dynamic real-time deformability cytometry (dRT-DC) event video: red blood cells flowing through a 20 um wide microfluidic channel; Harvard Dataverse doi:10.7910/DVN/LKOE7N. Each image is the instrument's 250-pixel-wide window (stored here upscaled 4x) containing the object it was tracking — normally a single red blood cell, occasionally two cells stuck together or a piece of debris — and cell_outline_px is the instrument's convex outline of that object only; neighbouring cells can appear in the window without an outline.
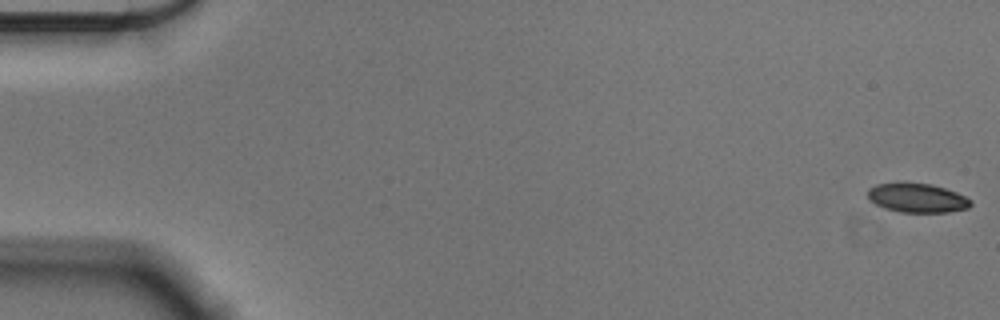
{"species": "Egyptian fruit bat (a non-hibernating species)", "species_latin": "Rousettus aegyptiacus", "temperature_condition": "cold", "stored_images_in_passage": 56, "camera_frame_rate_fps": 3000, "um_per_image_px": 0.085, "animal": {"sex": "male"}, "frame": {"image": 1, "passage_image": 1, "time_ms": 0.0, "image_size_px": [1000, 320], "cell_outline_px": [[972, 204], [968, 208], [948, 212], [900, 212], [884, 208], [868, 200], [868, 188], [876, 184], [900, 180], [932, 184], [956, 192], [972, 200]], "centroid_in_image_um": [77.91, 16.78], "position_along_channel_um": 7.1, "area_um2": 18.03}}
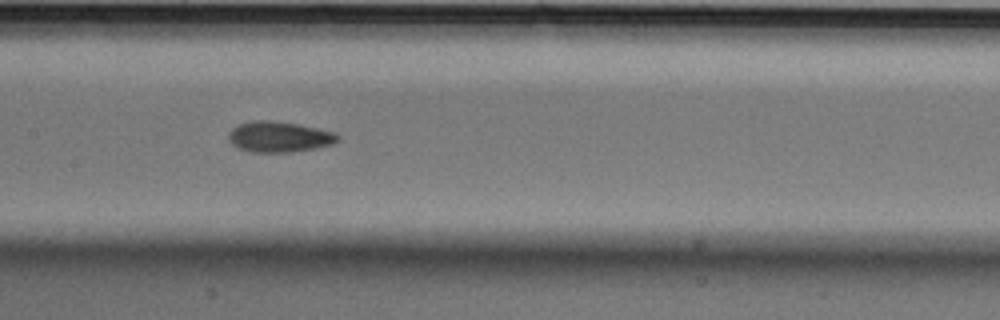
{"frame": {"image": 2, "passage_image": 28, "time_ms": 9.0, "image_size_px": [1000, 320], "cell_outline_px": [[340, 140], [332, 144], [316, 148], [292, 152], [252, 152], [240, 148], [232, 144], [228, 140], [228, 132], [232, 128], [240, 124], [252, 120], [272, 120], [296, 124], [336, 132], [340, 136]], "centroid_in_image_um": [23.74, 11.63], "position_along_channel_um": 183.7, "area_um2": 19.59}}
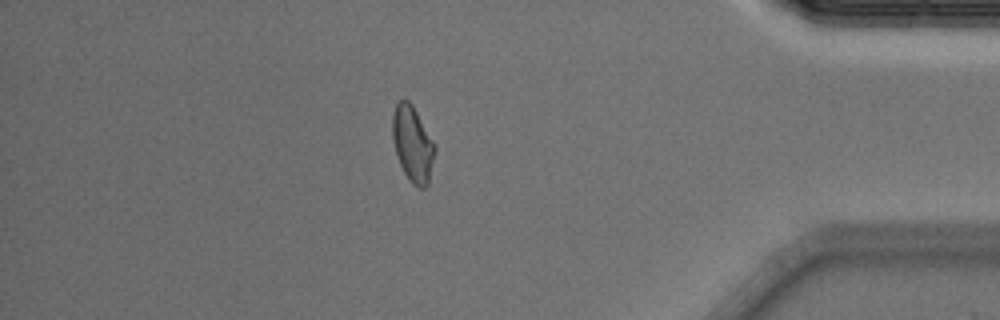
{"frame": {"image": 3, "passage_image": 49, "time_ms": 16.0, "image_size_px": [1000, 320], "cell_outline_px": [[436, 148], [428, 184], [424, 188], [420, 188], [412, 184], [408, 180], [400, 164], [392, 140], [392, 116], [396, 104], [404, 96], [412, 104], [436, 144]], "centroid_in_image_um": [35.07, 12.21], "position_along_channel_um": 400.1, "area_um2": 18.9}, "authors_computed_cell_mechanics": {"area_um2": 18.785, "velocity_mm_per_s": 3.5886, "shape_relaxation_time_tau1_ms": 7.467, "shape_relaxation_time_tau2_ms": 2.4653, "deformation_change_tau1": 0.1549, "deformation_change_tau2": 0.0685}}